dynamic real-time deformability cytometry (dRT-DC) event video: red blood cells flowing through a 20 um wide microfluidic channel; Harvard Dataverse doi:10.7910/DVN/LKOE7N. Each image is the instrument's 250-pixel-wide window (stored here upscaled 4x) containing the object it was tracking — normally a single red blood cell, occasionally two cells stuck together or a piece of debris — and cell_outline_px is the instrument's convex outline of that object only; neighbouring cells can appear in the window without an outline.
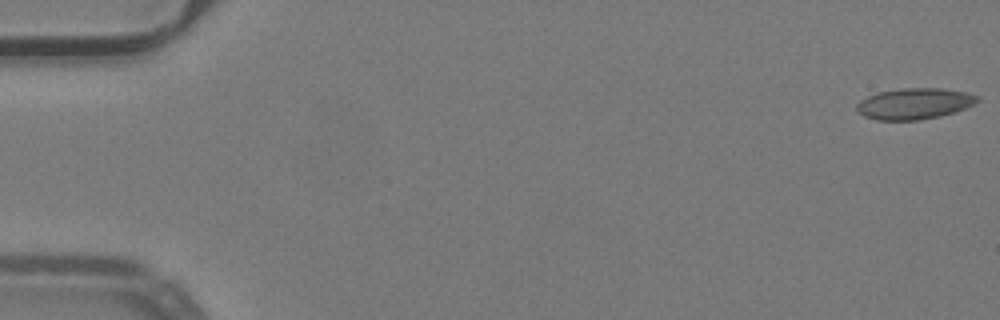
{"species": "common noctule bat (a hibernating species)", "species_latin": "Nyctalus noctula", "temperature_condition": "warm", "stored_images_in_passage": 52, "camera_frame_rate_fps": 3000, "um_per_image_px": 0.085, "animal": {"sex": "male", "body_mass_g": 19.2, "forearm_length_mm": 51.8}, "frame": {"image": 1, "passage_image": 1, "time_ms": 0.0, "image_size_px": [1000, 320], "cell_outline_px": [[980, 100], [964, 108], [940, 116], [920, 120], [876, 120], [864, 116], [856, 112], [856, 104], [860, 100], [876, 92], [904, 88], [940, 88], [968, 92], [980, 96]], "centroid_in_image_um": [77.69, 8.81], "position_along_channel_um": 7.3, "area_um2": 21.96}}
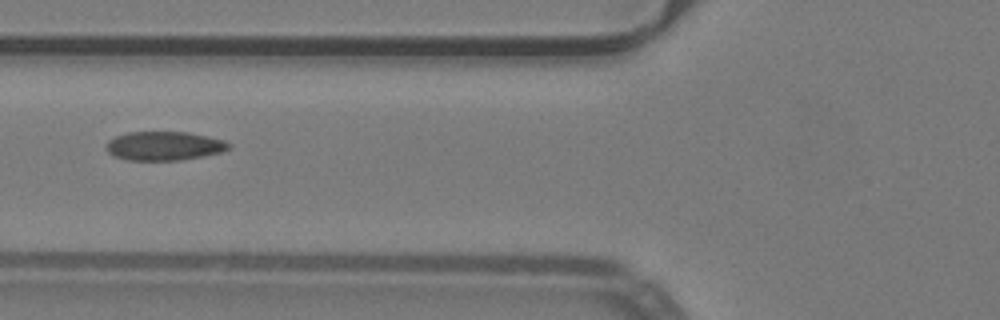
{"frame": {"image": 2, "passage_image": 21, "time_ms": 6.667, "image_size_px": [1000, 320], "cell_outline_px": [[232, 148], [220, 152], [180, 160], [124, 160], [112, 156], [104, 148], [108, 140], [116, 136], [128, 132], [188, 132], [224, 140], [232, 144]], "centroid_in_image_um": [13.91, 12.4], "position_along_channel_um": 111.9, "area_um2": 20.75}}
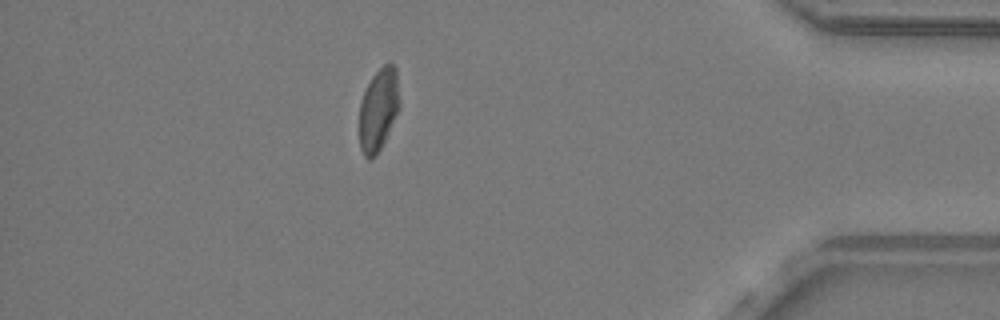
{"frame": {"image": 3, "passage_image": 46, "time_ms": 15.0, "image_size_px": [1000, 320], "cell_outline_px": [[400, 108], [380, 148], [372, 160], [368, 160], [364, 156], [360, 148], [360, 104], [364, 92], [372, 76], [388, 60], [396, 68], [400, 104]], "centroid_in_image_um": [32.18, 9.3], "position_along_channel_um": 403.0, "area_um2": 19.25}, "authors_computed_cell_mechanics": {"area_um2": 20.9814, "velocity_mm_per_s": 4.0026, "shape_relaxation_time_tau1_ms": null, "shape_relaxation_time_tau2_ms": 1.306, "deformation_change_tau1": null, "deformation_change_tau2": 0.0621}}